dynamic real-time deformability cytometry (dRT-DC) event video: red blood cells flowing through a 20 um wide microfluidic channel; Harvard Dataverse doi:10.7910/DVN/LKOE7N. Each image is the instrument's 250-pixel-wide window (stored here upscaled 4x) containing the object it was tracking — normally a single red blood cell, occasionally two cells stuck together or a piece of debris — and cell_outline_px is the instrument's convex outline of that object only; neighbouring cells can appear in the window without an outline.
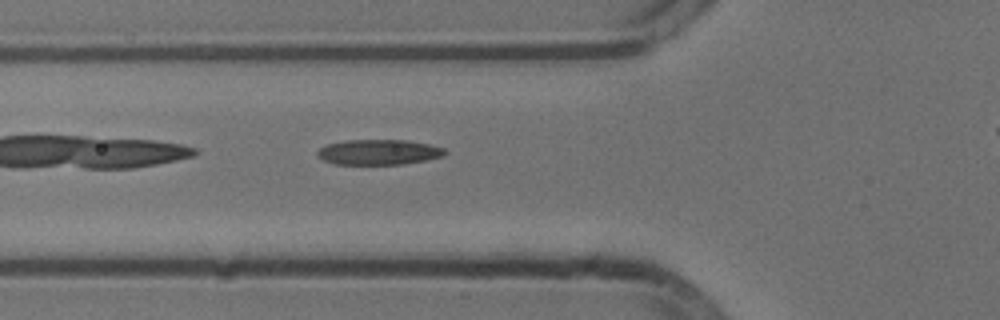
{"species": "common noctule bat (a hibernating species)", "species_latin": "Nyctalus noctula", "temperature_condition": "cold", "stored_images_in_passage": 32, "camera_frame_rate_fps": 3000, "um_per_image_px": 0.085, "animal": {"sex": "male", "body_mass_g": 13.3}, "frame": {"image": 1, "passage_image": 3, "time_ms": 0.667, "image_size_px": [1000, 320], "cell_outline_px": [[448, 152], [444, 156], [404, 164], [332, 164], [316, 156], [316, 152], [320, 148], [328, 144], [344, 140], [408, 140], [428, 144], [444, 148]], "centroid_in_image_um": [32.18, 12.93], "position_along_channel_um": 93.6, "area_um2": 18.84}}
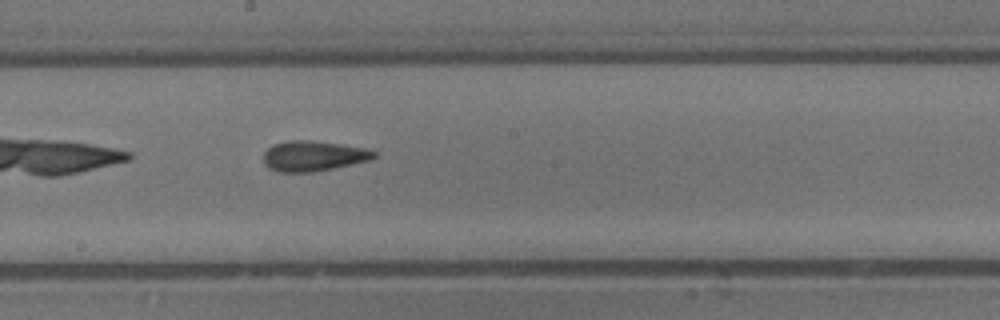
{"frame": {"image": 2, "passage_image": 13, "time_ms": 4.0, "image_size_px": [1000, 320], "cell_outline_px": [[376, 156], [368, 160], [332, 168], [312, 172], [276, 172], [268, 168], [264, 164], [264, 152], [272, 144], [288, 140], [308, 140], [368, 148], [376, 152]], "centroid_in_image_um": [26.58, 13.25], "position_along_channel_um": 221.6, "area_um2": 19.42}}
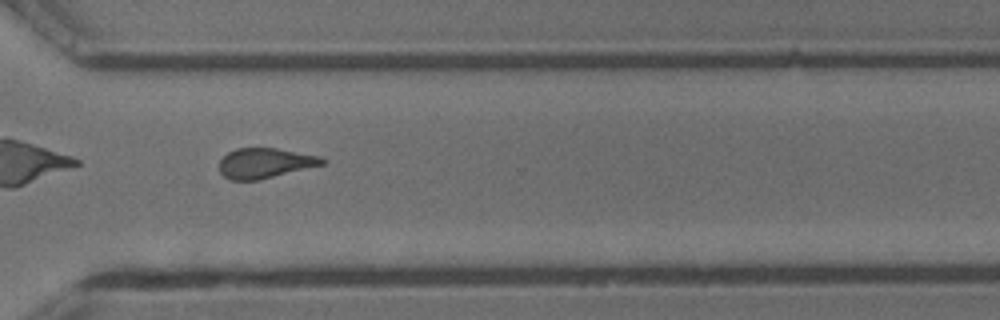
{"frame": {"image": 3, "passage_image": 23, "time_ms": 7.333, "image_size_px": [1000, 320], "cell_outline_px": [[328, 160], [324, 164], [260, 180], [232, 180], [224, 176], [220, 172], [220, 160], [228, 152], [236, 148], [276, 148], [320, 156]], "centroid_in_image_um": [22.54, 13.86], "position_along_channel_um": 348.1, "area_um2": 18.03}, "authors_computed_cell_mechanics": {"area_um2": 18.6694, "velocity_mm_per_s": 3.8163, "shape_relaxation_time_tau1_ms": 4.8373, "shape_relaxation_time_tau2_ms": 2.2003, "deformation_change_tau1": 0.1418, "deformation_change_tau2": 0.121}}